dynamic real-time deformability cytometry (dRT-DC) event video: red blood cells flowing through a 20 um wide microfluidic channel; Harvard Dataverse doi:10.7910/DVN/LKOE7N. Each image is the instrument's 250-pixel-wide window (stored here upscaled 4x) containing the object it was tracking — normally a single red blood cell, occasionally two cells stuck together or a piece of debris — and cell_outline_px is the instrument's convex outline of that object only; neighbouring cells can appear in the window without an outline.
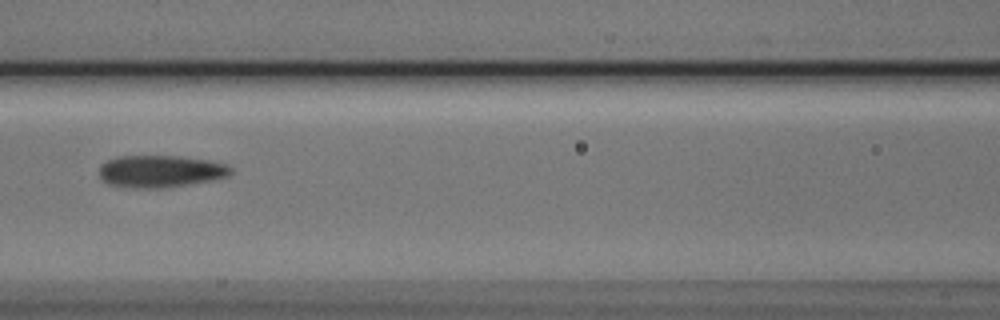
{"species": "Egyptian fruit bat (a non-hibernating species)", "species_latin": "Rousettus aegyptiacus", "temperature_condition": "cold", "stored_images_in_passage": 5, "camera_frame_rate_fps": 3000, "um_per_image_px": 0.085, "animal": {"sex": "male"}, "frame": {"image": 1, "passage_image": 5, "time_ms": 1.333, "image_size_px": [1000, 320], "cell_outline_px": [[232, 172], [228, 176], [212, 180], [164, 188], [128, 188], [108, 184], [100, 176], [100, 164], [116, 156], [176, 156], [208, 160], [224, 164], [232, 168]], "centroid_in_image_um": [13.61, 14.56], "position_along_channel_um": 153.0, "area_um2": 24.62}}